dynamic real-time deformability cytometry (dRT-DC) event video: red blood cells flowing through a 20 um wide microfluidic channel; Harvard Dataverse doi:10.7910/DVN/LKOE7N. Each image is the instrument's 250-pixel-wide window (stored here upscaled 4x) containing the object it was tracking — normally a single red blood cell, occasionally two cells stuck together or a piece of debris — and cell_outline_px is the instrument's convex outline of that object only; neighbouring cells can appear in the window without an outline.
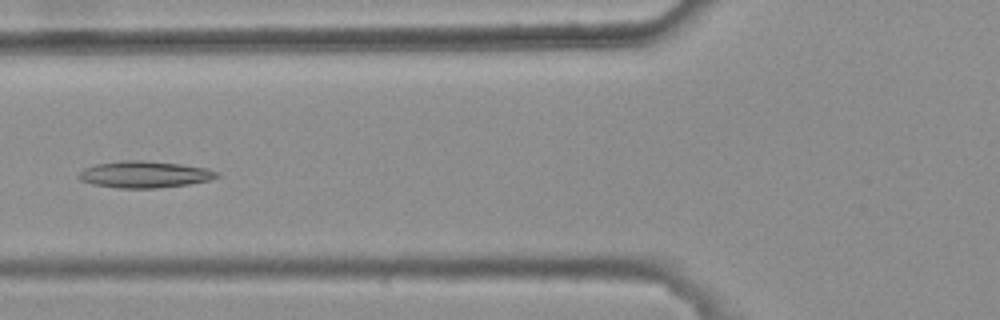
{"species": "common noctule bat (a hibernating species)", "species_latin": "Nyctalus noctula", "temperature_condition": "warm", "stored_images_in_passage": 6, "camera_frame_rate_fps": 3000, "um_per_image_px": 0.085, "animal": {"sex": "female", "body_mass_g": 25.1}, "frame": {"image": 1, "passage_image": 6, "time_ms": 1.667, "image_size_px": [1000, 320], "cell_outline_px": [[220, 176], [208, 180], [188, 184], [156, 188], [116, 188], [92, 184], [80, 180], [76, 176], [84, 168], [96, 164], [124, 160], [144, 160], [180, 164], [208, 168], [220, 172]], "centroid_in_image_um": [12.28, 14.82], "position_along_channel_um": 113.5, "area_um2": 21.56}}